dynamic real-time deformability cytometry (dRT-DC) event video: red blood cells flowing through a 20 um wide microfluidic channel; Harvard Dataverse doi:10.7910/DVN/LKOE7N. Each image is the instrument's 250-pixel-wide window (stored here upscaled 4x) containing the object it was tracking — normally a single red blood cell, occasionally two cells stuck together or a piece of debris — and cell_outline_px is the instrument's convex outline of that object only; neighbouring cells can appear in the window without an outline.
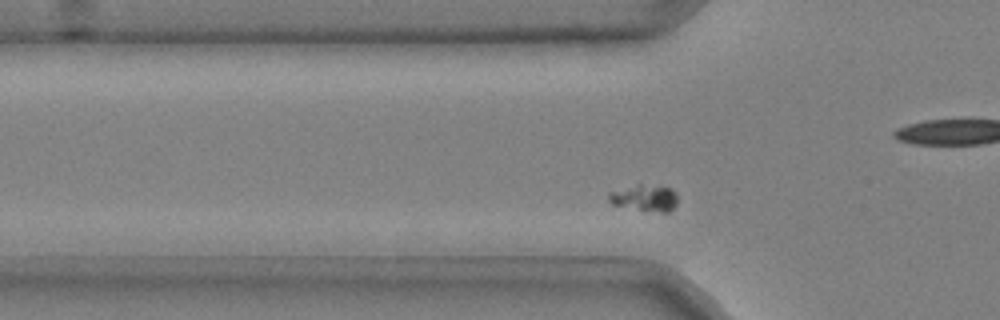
{"species": "common noctule bat (a hibernating species)", "species_latin": "Nyctalus noctula", "temperature_condition": "cold", "stored_images_in_passage": 44, "camera_frame_rate_fps": 3000, "um_per_image_px": 0.085, "animal": {"sex": "male", "body_mass_g": 20.4}, "frame": {"image": 1, "passage_image": 7, "time_ms": 2.0, "image_size_px": [1000, 320], "cell_outline_px": [[676, 204], [668, 212], [664, 212], [612, 204], [608, 200], [608, 192], [636, 184], [640, 184], [672, 188], [676, 192]], "centroid_in_image_um": [54.79, 16.79], "position_along_channel_um": 71.0, "area_um2": 10.29}}
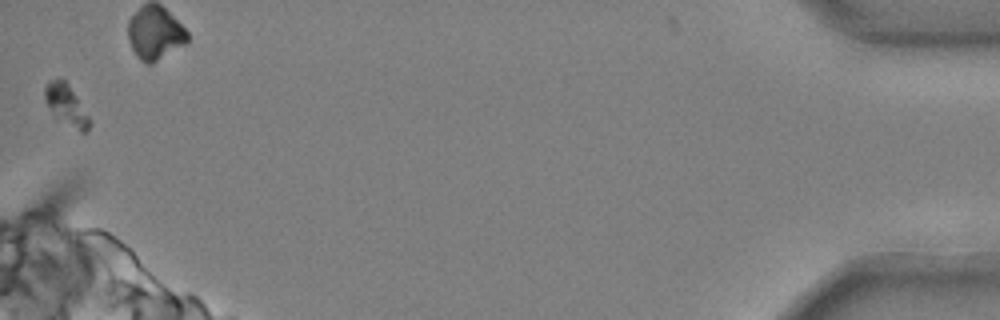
{"frame": {"image": 2, "passage_image": 44, "time_ms": 14.333, "image_size_px": [1000, 320], "cell_outline_px": [[92, 124], [88, 132], [80, 132], [56, 120], [44, 96], [44, 84], [48, 80], [64, 80], [68, 84], [76, 96], [88, 116]], "centroid_in_image_um": [5.63, 8.98], "position_along_channel_um": 429.6, "area_um2": 10.69}}